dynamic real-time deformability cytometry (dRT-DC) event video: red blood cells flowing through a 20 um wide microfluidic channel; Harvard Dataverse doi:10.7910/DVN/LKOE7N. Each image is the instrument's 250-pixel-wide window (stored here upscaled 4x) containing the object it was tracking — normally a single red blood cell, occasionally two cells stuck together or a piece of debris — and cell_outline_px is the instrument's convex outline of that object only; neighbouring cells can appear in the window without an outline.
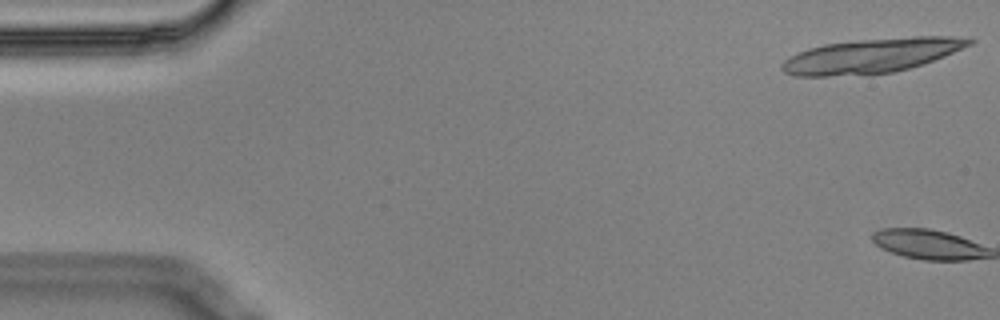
{"species": "Egyptian fruit bat (a non-hibernating species)", "species_latin": "Rousettus aegyptiacus", "temperature_condition": "cold", "stored_images_in_passage": 2, "camera_frame_rate_fps": 3000, "um_per_image_px": 0.085, "animal": {"sex": "male"}, "frame": {"image": 1, "passage_image": 1, "time_ms": 0.0, "image_size_px": [1000, 320], "cell_outline_px": [[976, 40], [972, 44], [944, 56], [924, 64], [892, 72], [828, 76], [796, 76], [784, 72], [780, 68], [780, 64], [784, 60], [808, 48], [824, 44], [856, 40], [912, 36], [972, 36]], "centroid_in_image_um": [74.14, 4.71], "position_along_channel_um": 10.9, "area_um2": 37.69}}